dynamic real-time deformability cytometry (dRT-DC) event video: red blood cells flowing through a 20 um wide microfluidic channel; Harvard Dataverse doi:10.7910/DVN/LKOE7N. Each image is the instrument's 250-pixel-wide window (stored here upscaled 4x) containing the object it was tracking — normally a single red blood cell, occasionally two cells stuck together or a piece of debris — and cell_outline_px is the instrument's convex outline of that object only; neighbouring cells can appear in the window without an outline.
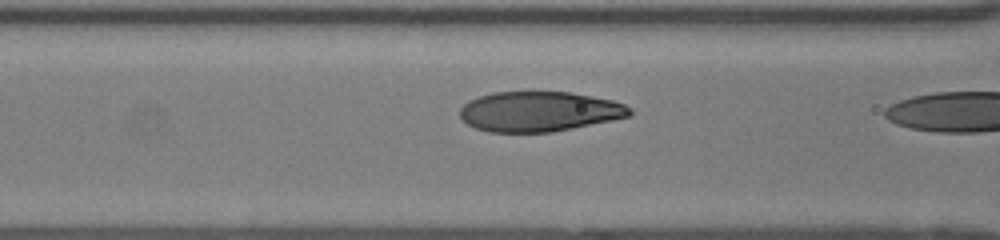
{"species": "human", "species_latin": "Homo sapiens", "temperature_condition": "room temperature", "stored_images_in_passage": 6, "camera_frame_rate_fps": 3000, "um_per_image_px": 0.085, "donor": {"sex": "female"}, "frame": {"image": 1, "passage_image": 5, "time_ms": 1.333, "image_size_px": [1000, 240], "cell_outline_px": [[632, 116], [552, 132], [488, 132], [476, 128], [468, 124], [460, 116], [460, 108], [468, 100], [492, 92], [568, 92], [592, 96], [612, 100], [624, 104], [632, 108]], "centroid_in_image_um": [45.84, 9.48], "position_along_channel_um": 120.8, "area_um2": 39.59}}